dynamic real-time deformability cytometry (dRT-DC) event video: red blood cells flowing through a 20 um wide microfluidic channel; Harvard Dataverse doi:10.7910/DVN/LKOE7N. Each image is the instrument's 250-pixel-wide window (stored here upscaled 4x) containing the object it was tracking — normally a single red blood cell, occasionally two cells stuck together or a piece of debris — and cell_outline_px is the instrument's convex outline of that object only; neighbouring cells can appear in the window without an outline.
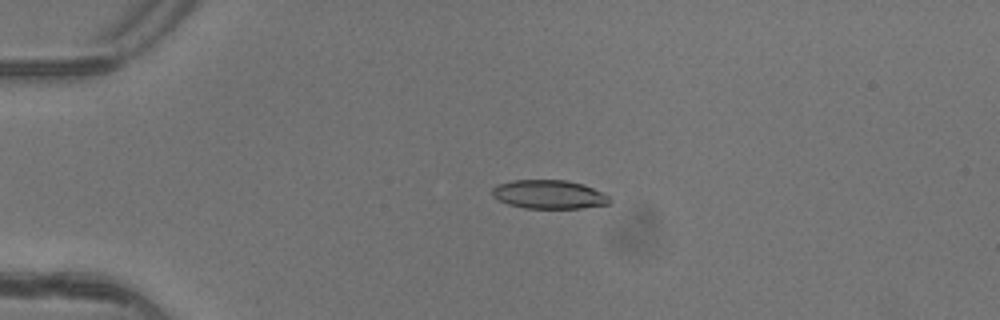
{"species": "common noctule bat (a hibernating species)", "species_latin": "Nyctalus noctula", "temperature_condition": "warm", "stored_images_in_passage": 4, "camera_frame_rate_fps": 3000, "um_per_image_px": 0.085, "animal": {"sex": "female"}, "frame": {"image": 1, "passage_image": 3, "time_ms": 0.667, "image_size_px": [1000, 320], "cell_outline_px": [[612, 200], [608, 204], [580, 208], [524, 208], [508, 204], [492, 196], [492, 188], [496, 184], [512, 180], [568, 180], [584, 184], [608, 196]], "centroid_in_image_um": [46.64, 16.52], "position_along_channel_um": 38.4, "area_um2": 19.65}}